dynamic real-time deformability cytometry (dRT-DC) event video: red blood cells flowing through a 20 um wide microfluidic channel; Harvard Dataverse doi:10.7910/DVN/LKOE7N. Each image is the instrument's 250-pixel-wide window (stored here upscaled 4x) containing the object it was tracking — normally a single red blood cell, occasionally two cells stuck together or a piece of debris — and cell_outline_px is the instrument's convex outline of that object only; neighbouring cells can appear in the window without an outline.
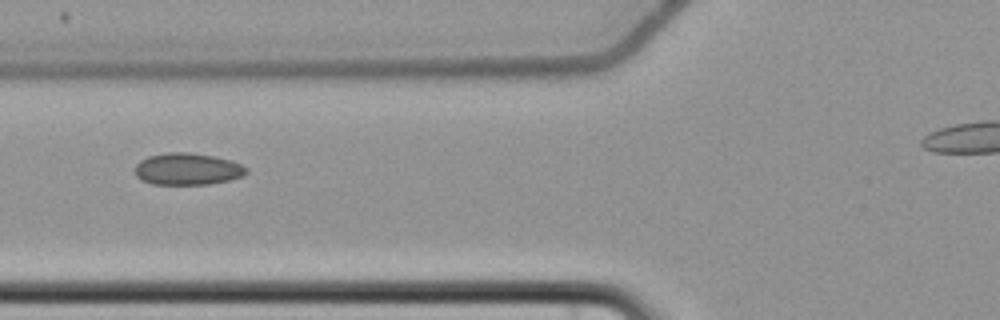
{"species": "common noctule bat (a hibernating species)", "species_latin": "Nyctalus noctula", "temperature_condition": "cold", "stored_images_in_passage": 8, "camera_frame_rate_fps": 3000, "um_per_image_px": 0.085, "animal": {"sex": "female", "body_mass_g": 22.7, "forearm_length_mm": 54.2}, "frame": {"image": 1, "passage_image": 6, "time_ms": 7.0, "image_size_px": [1000, 320], "cell_outline_px": [[248, 172], [244, 176], [228, 180], [208, 184], [152, 184], [140, 180], [136, 176], [136, 164], [140, 160], [148, 156], [168, 152], [188, 152], [212, 156], [232, 160], [248, 168]], "centroid_in_image_um": [15.94, 14.36], "position_along_channel_um": 109.9, "area_um2": 20.75}}
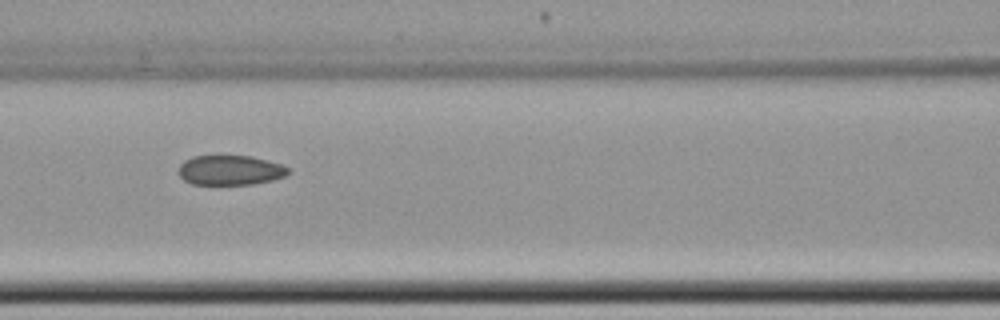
{"frame": {"image": 2, "passage_image": 7, "time_ms": 8.0, "image_size_px": [1000, 320], "cell_outline_px": [[288, 172], [284, 176], [272, 180], [252, 184], [192, 184], [184, 180], [180, 176], [180, 164], [184, 160], [192, 156], [252, 156], [268, 160], [280, 164], [288, 168]], "centroid_in_image_um": [19.55, 14.46], "position_along_channel_um": 147.0, "area_um2": 18.84}}
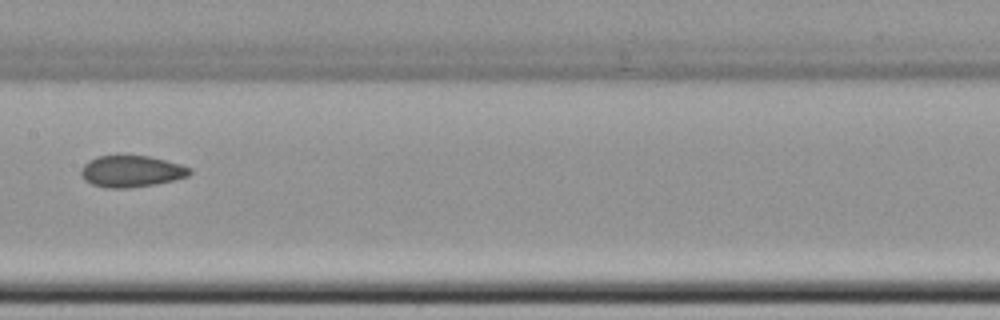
{"frame": {"image": 3, "passage_image": 8, "time_ms": 9.333, "image_size_px": [1000, 320], "cell_outline_px": [[192, 172], [188, 176], [156, 184], [128, 188], [104, 188], [92, 184], [84, 180], [80, 176], [80, 172], [84, 164], [88, 160], [96, 156], [148, 156], [180, 164], [192, 168]], "centroid_in_image_um": [11.13, 14.57], "position_along_channel_um": 196.3, "area_um2": 20.0}}